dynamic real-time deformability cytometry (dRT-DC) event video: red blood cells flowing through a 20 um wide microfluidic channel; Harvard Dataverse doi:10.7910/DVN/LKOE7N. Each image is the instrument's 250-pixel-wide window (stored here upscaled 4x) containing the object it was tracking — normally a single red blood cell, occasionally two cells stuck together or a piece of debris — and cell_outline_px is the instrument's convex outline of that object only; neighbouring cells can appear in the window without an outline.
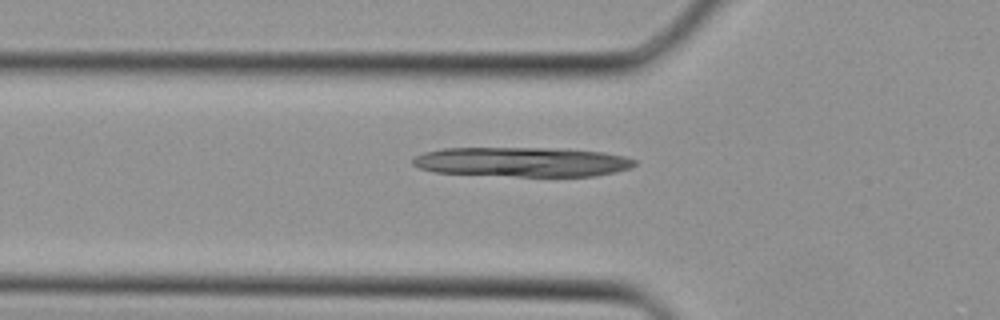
{"species": "Egyptian fruit bat (a non-hibernating species)", "species_latin": "Rousettus aegyptiacus", "temperature_condition": "cold", "stored_images_in_passage": 8, "camera_frame_rate_fps": 3000, "um_per_image_px": 0.085, "animal": {"sex": "female"}, "frame": {"image": 1, "passage_image": 5, "time_ms": 1.333, "image_size_px": [1000, 320], "cell_outline_px": [[636, 164], [632, 168], [616, 172], [596, 176], [516, 176], [436, 172], [420, 168], [412, 164], [412, 160], [416, 156], [424, 152], [444, 148], [568, 148], [604, 152], [624, 156], [636, 160]], "centroid_in_image_um": [44.46, 13.75], "position_along_channel_um": 81.3, "area_um2": 38.44}}
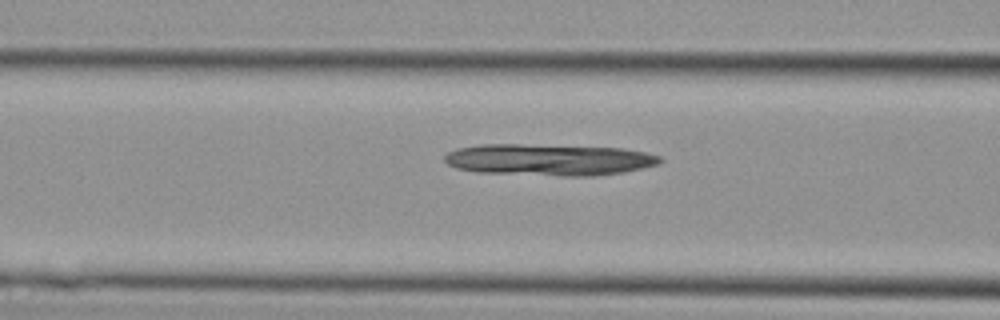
{"frame": {"image": 2, "passage_image": 7, "time_ms": 2.0, "image_size_px": [1000, 320], "cell_outline_px": [[664, 160], [660, 164], [624, 172], [592, 176], [560, 176], [480, 172], [456, 168], [448, 164], [444, 160], [444, 156], [448, 152], [456, 148], [480, 144], [520, 144], [624, 148], [644, 152], [660, 156]], "centroid_in_image_um": [46.67, 13.57], "position_along_channel_um": 119.9, "area_um2": 39.82}}